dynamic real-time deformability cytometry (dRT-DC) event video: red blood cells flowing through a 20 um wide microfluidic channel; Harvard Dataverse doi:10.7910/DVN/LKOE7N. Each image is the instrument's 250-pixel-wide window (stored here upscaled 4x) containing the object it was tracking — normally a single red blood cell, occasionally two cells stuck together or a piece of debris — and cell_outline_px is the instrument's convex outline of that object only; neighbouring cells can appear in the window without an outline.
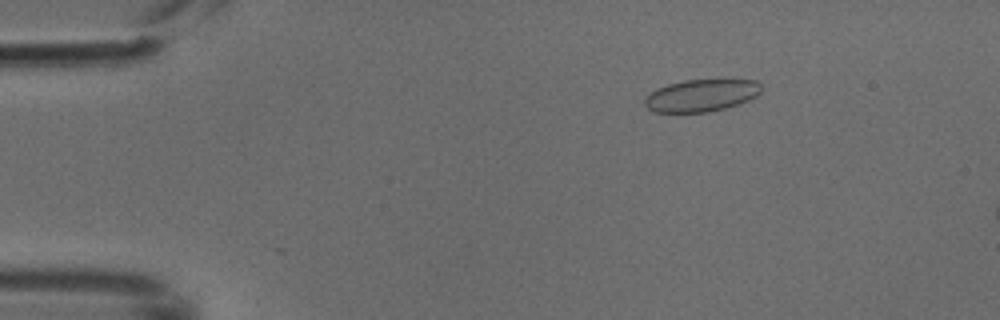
{"species": "common noctule bat (a hibernating species)", "species_latin": "Nyctalus noctula", "temperature_condition": "cold", "stored_images_in_passage": 3, "camera_frame_rate_fps": 3000, "um_per_image_px": 0.085, "animal": {"sex": "male", "body_mass_g": 18.8}, "frame": {"image": 1, "passage_image": 1, "time_ms": 0.0, "image_size_px": [1000, 320], "cell_outline_px": [[760, 92], [756, 96], [740, 104], [708, 112], [652, 112], [644, 104], [644, 100], [656, 88], [668, 84], [684, 80], [756, 80], [760, 84]], "centroid_in_image_um": [59.6, 8.12], "position_along_channel_um": 25.4, "area_um2": 21.73}}